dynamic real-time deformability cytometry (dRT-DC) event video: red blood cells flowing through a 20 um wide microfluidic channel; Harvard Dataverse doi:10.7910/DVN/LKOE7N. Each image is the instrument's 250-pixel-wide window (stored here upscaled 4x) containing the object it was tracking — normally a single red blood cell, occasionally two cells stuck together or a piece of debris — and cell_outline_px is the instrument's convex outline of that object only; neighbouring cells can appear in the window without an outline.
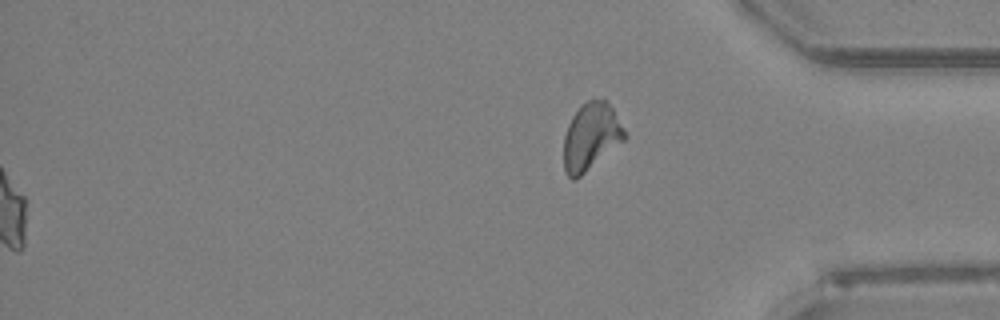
{"species": "Egyptian fruit bat (a non-hibernating species)", "species_latin": "Rousettus aegyptiacus", "temperature_condition": "room temperature", "stored_images_in_passage": 51, "segment_of_instrument_passage": [2, 2], "camera_frame_rate_fps": 3000, "um_per_image_px": 0.085, "animal": {"sex": "female"}, "frame": {"image": 1, "passage_image": 51, "time_ms": 16.667, "image_size_px": [1000, 320], "cell_outline_px": [[628, 136], [624, 140], [576, 180], [572, 180], [564, 172], [564, 136], [568, 124], [572, 116], [580, 104], [588, 100], [604, 100], [612, 108], [624, 128]], "centroid_in_image_um": [50.21, 11.63], "position_along_channel_um": 385.0, "area_um2": 23.76}}